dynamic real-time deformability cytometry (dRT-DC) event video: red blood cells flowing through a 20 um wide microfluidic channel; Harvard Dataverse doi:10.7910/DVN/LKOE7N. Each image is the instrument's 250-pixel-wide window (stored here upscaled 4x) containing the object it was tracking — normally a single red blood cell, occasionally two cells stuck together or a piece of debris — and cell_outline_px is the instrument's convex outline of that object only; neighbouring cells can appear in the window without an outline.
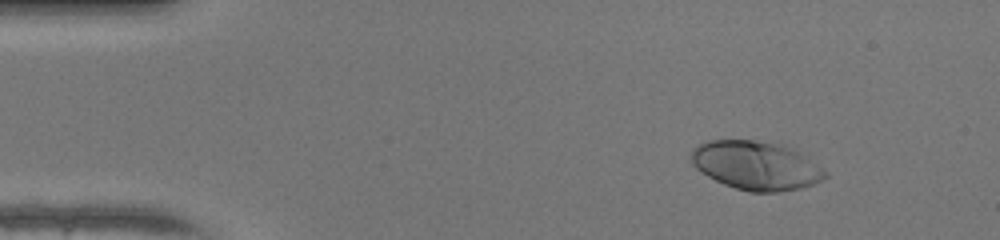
{"species": "human", "species_latin": "Homo sapiens", "temperature_condition": "warm", "stored_images_in_passage": 43, "camera_frame_rate_fps": 3000, "um_per_image_px": 0.085, "donor": {"sex": "female"}, "frame": {"image": 1, "passage_image": 1, "time_ms": 0.0, "image_size_px": [1000, 240], "cell_outline_px": [[828, 176], [812, 184], [800, 188], [776, 192], [748, 192], [724, 184], [708, 176], [696, 168], [692, 164], [692, 148], [708, 140], [756, 140], [784, 144], [792, 148], [824, 168], [828, 172]], "centroid_in_image_um": [64.28, 14.06], "position_along_channel_um": 20.7, "area_um2": 38.03}}
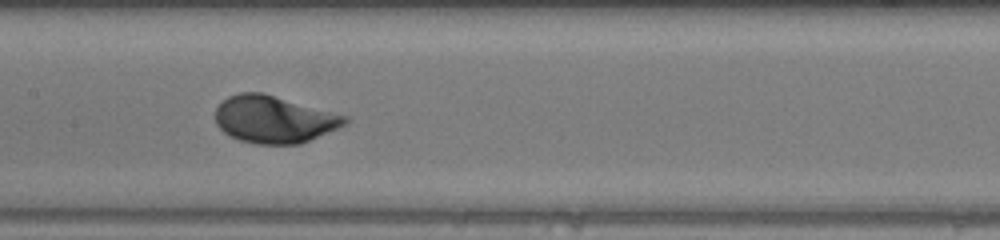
{"frame": {"image": 2, "passage_image": 19, "time_ms": 6.0, "image_size_px": [1000, 240], "cell_outline_px": [[348, 124], [300, 144], [256, 144], [240, 140], [224, 132], [216, 124], [216, 108], [228, 96], [240, 92], [264, 92], [348, 116]], "centroid_in_image_um": [23.32, 10.13], "position_along_channel_um": 184.1, "area_um2": 35.72}}
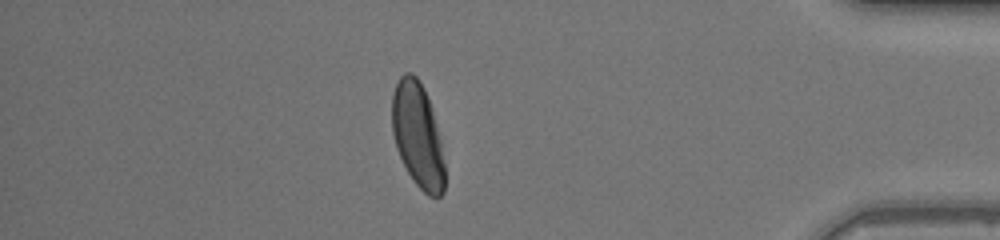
{"frame": {"image": 3, "passage_image": 37, "time_ms": 12.0, "image_size_px": [1000, 240], "cell_outline_px": [[444, 192], [440, 196], [428, 196], [416, 184], [408, 172], [396, 148], [392, 132], [392, 96], [396, 84], [400, 76], [404, 72], [412, 72], [420, 80], [424, 88], [432, 108], [440, 140], [444, 164]], "centroid_in_image_um": [35.49, 11.46], "position_along_channel_um": 399.7, "area_um2": 32.02}, "authors_computed_cell_mechanics": {"area_um2": 34.969, "velocity_mm_per_s": 4.255, "shape_relaxation_time_tau1_ms": 2.3356, "shape_relaxation_time_tau2_ms": null, "deformation_change_tau1": 0.1766, "deformation_change_tau2": null}}